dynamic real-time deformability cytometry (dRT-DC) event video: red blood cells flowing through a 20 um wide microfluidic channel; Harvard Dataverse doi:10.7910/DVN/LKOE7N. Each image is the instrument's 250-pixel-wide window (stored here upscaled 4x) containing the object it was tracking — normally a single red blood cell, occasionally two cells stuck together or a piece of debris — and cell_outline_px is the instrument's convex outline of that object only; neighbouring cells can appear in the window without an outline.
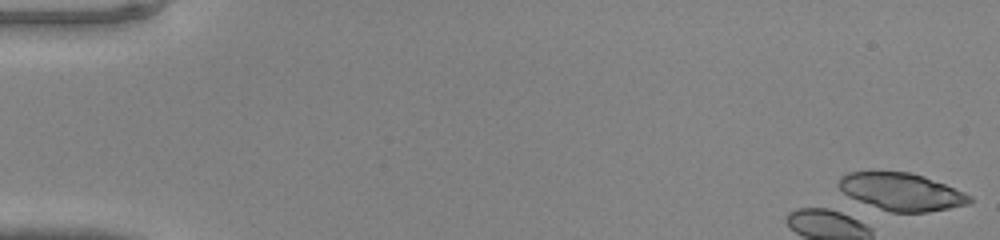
{"species": "common noctule bat (a hibernating species)", "species_latin": "Nyctalus noctula", "temperature_condition": "warm", "stored_images_in_passage": 2, "camera_frame_rate_fps": 3000, "um_per_image_px": 0.085, "animal": {"sex": "male", "body_mass_g": 20.0, "forearm_length_mm": 53.3}, "frame": {"image": 1, "passage_image": 1, "time_ms": 0.0, "image_size_px": [1000, 240], "cell_outline_px": [[972, 200], [968, 204], [928, 212], [888, 212], [848, 196], [836, 184], [840, 176], [848, 172], [912, 172], [924, 176], [964, 192], [972, 196]], "centroid_in_image_um": [76.61, 16.29], "position_along_channel_um": 8.4, "area_um2": 28.38}}